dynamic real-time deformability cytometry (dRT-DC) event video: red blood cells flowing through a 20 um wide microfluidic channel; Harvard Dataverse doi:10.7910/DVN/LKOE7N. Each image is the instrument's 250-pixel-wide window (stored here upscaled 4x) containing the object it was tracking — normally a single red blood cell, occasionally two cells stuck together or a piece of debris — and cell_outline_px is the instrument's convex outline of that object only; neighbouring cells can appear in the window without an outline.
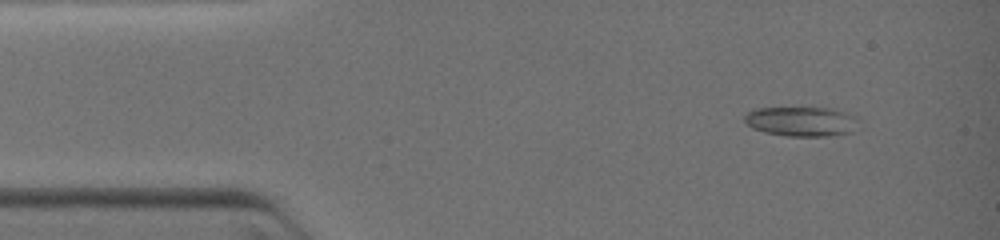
{"species": "common noctule bat (a hibernating species)", "species_latin": "Nyctalus noctula", "temperature_condition": "warm", "stored_images_in_passage": 22, "camera_frame_rate_fps": 3000, "um_per_image_px": 0.085, "animal": {"sex": "female", "body_mass_g": 19.0, "forearm_length_mm": 51.5}, "frame": {"image": 1, "passage_image": 1, "time_ms": 0.0, "image_size_px": [1000, 240], "cell_outline_px": [[864, 128], [852, 132], [832, 136], [784, 136], [764, 132], [752, 128], [744, 120], [744, 116], [752, 108], [832, 108], [856, 116]], "centroid_in_image_um": [68.21, 10.34], "position_along_channel_um": 16.8, "area_um2": 20.23}}
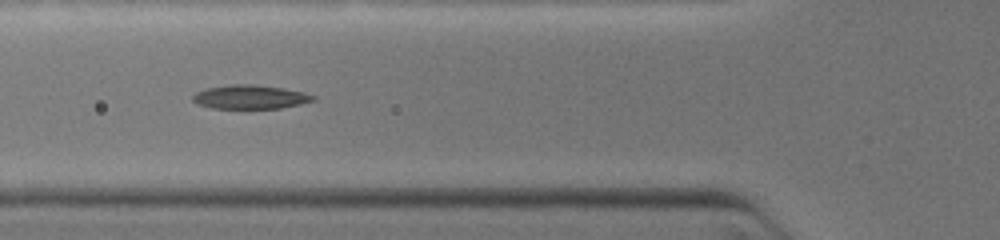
{"frame": {"image": 2, "passage_image": 16, "time_ms": 3.333, "image_size_px": [1000, 240], "cell_outline_px": [[316, 100], [300, 104], [280, 108], [212, 108], [196, 104], [192, 100], [192, 96], [196, 92], [204, 88], [228, 84], [256, 84], [284, 88], [304, 92], [316, 96]], "centroid_in_image_um": [21.25, 8.23], "position_along_channel_um": 104.6, "area_um2": 16.99}}
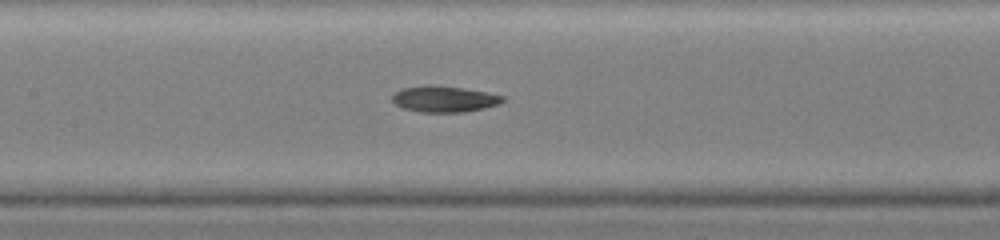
{"frame": {"image": 3, "passage_image": 22, "time_ms": 4.667, "image_size_px": [1000, 240], "cell_outline_px": [[504, 100], [500, 104], [484, 108], [464, 112], [420, 112], [404, 108], [396, 104], [392, 100], [392, 96], [400, 88], [428, 84], [432, 84], [464, 88], [488, 92], [504, 96]], "centroid_in_image_um": [37.77, 8.4], "position_along_channel_um": 169.6, "area_um2": 16.99}}